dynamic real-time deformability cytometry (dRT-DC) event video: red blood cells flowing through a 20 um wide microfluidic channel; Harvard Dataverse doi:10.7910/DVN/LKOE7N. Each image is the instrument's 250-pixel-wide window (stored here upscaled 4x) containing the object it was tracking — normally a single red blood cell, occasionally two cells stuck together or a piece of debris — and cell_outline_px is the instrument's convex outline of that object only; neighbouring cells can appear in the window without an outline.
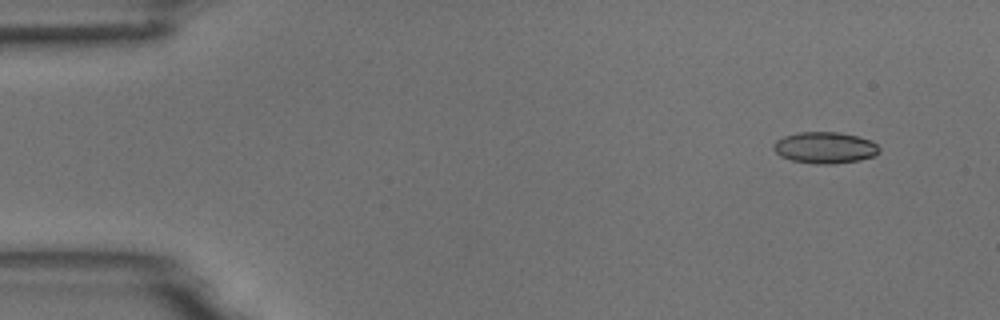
{"species": "common noctule bat (a hibernating species)", "species_latin": "Nyctalus noctula", "temperature_condition": "room temperature", "stored_images_in_passage": 5, "camera_frame_rate_fps": 3000, "um_per_image_px": 0.085, "animal": {"sex": "male", "body_mass_g": 18.8}, "frame": {"image": 1, "passage_image": 2, "time_ms": 0.333, "image_size_px": [1000, 320], "cell_outline_px": [[880, 152], [876, 156], [860, 160], [832, 164], [816, 164], [792, 160], [780, 156], [772, 148], [772, 144], [776, 140], [784, 136], [796, 132], [840, 132], [872, 140], [880, 148]], "centroid_in_image_um": [70.13, 12.55], "position_along_channel_um": 14.9, "area_um2": 19.59}}
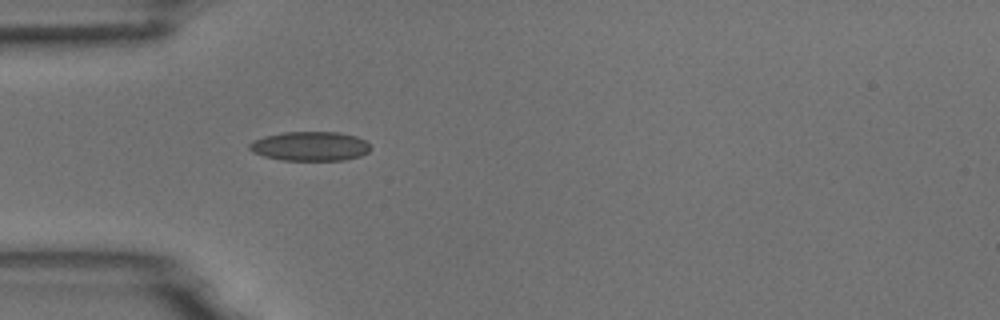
{"frame": {"image": 2, "passage_image": 5, "time_ms": 1.333, "image_size_px": [1000, 320], "cell_outline_px": [[372, 148], [368, 152], [360, 156], [344, 160], [284, 160], [264, 156], [252, 152], [248, 148], [248, 144], [252, 140], [264, 136], [284, 132], [336, 132], [356, 136], [364, 140]], "centroid_in_image_um": [26.33, 12.42], "position_along_channel_um": 58.7, "area_um2": 20.69}}